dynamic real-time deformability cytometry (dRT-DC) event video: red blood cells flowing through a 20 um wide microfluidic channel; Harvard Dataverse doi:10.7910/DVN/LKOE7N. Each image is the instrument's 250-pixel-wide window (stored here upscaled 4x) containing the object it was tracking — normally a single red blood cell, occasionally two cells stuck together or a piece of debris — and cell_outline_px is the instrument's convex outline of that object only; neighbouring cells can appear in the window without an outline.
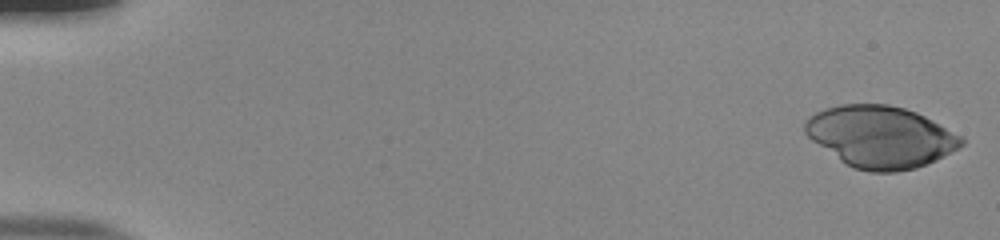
{"species": "human", "species_latin": "Homo sapiens", "temperature_condition": "room temperature", "stored_images_in_passage": 53, "camera_frame_rate_fps": 3000, "um_per_image_px": 0.085, "donor": {"sex": "male"}, "frame": {"image": 1, "passage_image": 1, "time_ms": 0.0, "image_size_px": [1000, 240], "cell_outline_px": [[964, 144], [936, 160], [916, 168], [896, 172], [868, 172], [852, 168], [840, 160], [812, 140], [804, 132], [804, 124], [808, 116], [816, 112], [840, 104], [888, 104], [904, 108], [916, 112], [964, 136]], "centroid_in_image_um": [74.85, 11.63], "position_along_channel_um": 10.2, "area_um2": 56.24}}
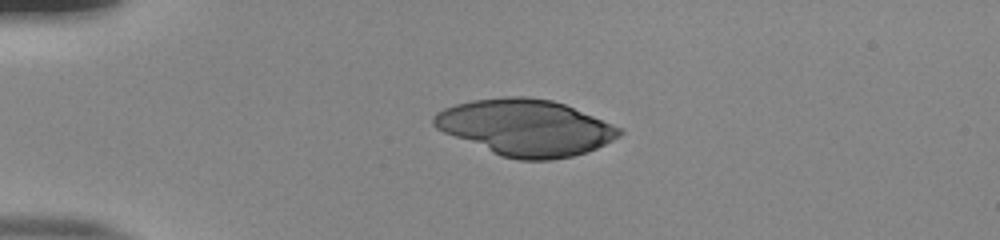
{"frame": {"image": 2, "passage_image": 13, "time_ms": 4.0, "image_size_px": [1000, 240], "cell_outline_px": [[624, 132], [620, 136], [588, 152], [572, 156], [552, 160], [520, 160], [500, 156], [444, 132], [436, 128], [432, 124], [432, 116], [436, 112], [444, 108], [456, 104], [472, 100], [504, 96], [524, 96], [552, 100], [564, 104], [624, 128]], "centroid_in_image_um": [44.68, 10.84], "position_along_channel_um": 40.3, "area_um2": 60.92}}